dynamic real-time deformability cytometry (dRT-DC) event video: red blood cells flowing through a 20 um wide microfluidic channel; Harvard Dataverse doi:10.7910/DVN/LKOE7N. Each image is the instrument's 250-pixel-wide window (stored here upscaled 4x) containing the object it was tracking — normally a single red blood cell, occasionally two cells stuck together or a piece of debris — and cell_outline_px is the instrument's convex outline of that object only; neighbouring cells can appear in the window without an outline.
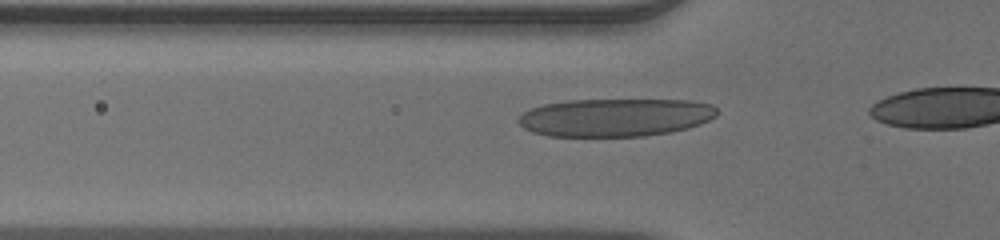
{"species": "human", "species_latin": "Homo sapiens", "temperature_condition": "warm", "stored_images_in_passage": 14, "camera_frame_rate_fps": 3000, "um_per_image_px": 0.085, "donor": {"sex": "male"}, "frame": {"image": 1, "passage_image": 9, "time_ms": 2.667, "image_size_px": [1000, 240], "cell_outline_px": [[720, 112], [716, 116], [700, 124], [688, 128], [672, 132], [644, 136], [548, 136], [532, 132], [524, 128], [516, 120], [524, 112], [532, 108], [544, 104], [568, 100], [692, 100], [712, 104]], "centroid_in_image_um": [52.33, 9.98], "position_along_channel_um": 73.5, "area_um2": 44.22}}
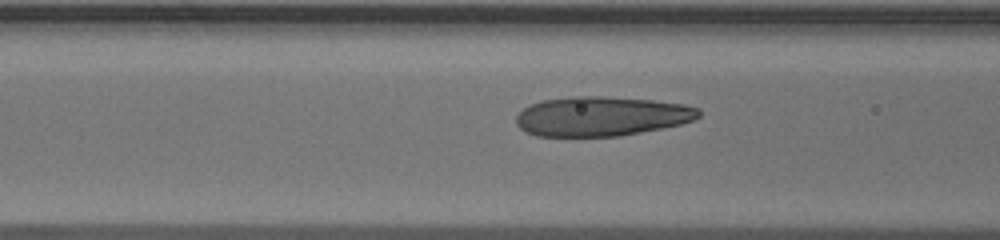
{"frame": {"image": 2, "passage_image": 12, "time_ms": 3.667, "image_size_px": [1000, 240], "cell_outline_px": [[700, 116], [692, 120], [680, 124], [620, 136], [536, 136], [524, 132], [516, 124], [516, 116], [528, 104], [540, 100], [572, 96], [604, 96], [652, 100], [684, 104], [700, 108]], "centroid_in_image_um": [51.08, 9.87], "position_along_channel_um": 115.5, "area_um2": 42.25}}